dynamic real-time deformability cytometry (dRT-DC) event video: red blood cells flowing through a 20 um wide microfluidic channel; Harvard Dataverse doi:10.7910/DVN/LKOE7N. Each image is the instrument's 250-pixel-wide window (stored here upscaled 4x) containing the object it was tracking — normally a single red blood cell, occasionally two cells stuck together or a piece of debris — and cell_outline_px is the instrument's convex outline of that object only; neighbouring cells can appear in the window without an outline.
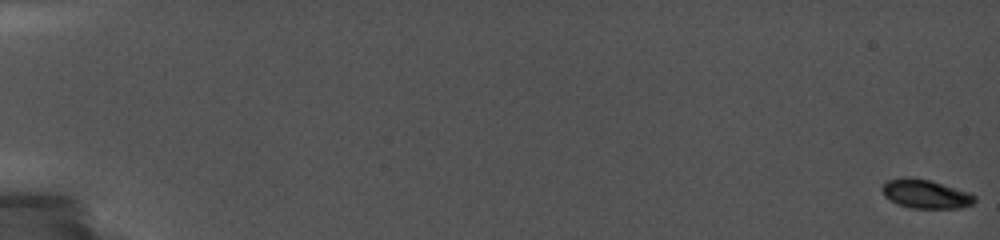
{"species": "common noctule bat (a hibernating species)", "species_latin": "Nyctalus noctula", "temperature_condition": "cold", "stored_images_in_passage": 37, "camera_frame_rate_fps": 5000, "um_per_image_px": 0.085, "animal": {"sex": "female", "body_mass_g": 19.0, "forearm_length_mm": 56.7}, "frame": {"image": 1, "passage_image": 1, "time_ms": 0.0, "image_size_px": [1000, 240], "cell_outline_px": [[976, 200], [972, 204], [960, 208], [912, 208], [900, 204], [884, 196], [880, 188], [888, 180], [904, 176], [908, 176], [932, 180], [968, 192], [976, 196]], "centroid_in_image_um": [78.68, 16.46], "position_along_channel_um": 6.3, "area_um2": 15.61}}
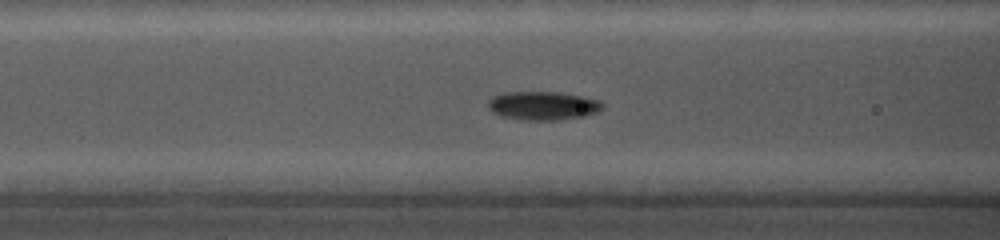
{"frame": {"image": 2, "passage_image": 26, "time_ms": 8.6, "image_size_px": [1000, 240], "cell_outline_px": [[604, 108], [596, 112], [584, 116], [556, 120], [528, 120], [500, 116], [492, 112], [488, 108], [488, 100], [492, 96], [504, 92], [560, 92], [584, 96], [600, 100], [604, 104]], "centroid_in_image_um": [46.15, 8.97], "position_along_channel_um": 120.4, "area_um2": 19.25}}
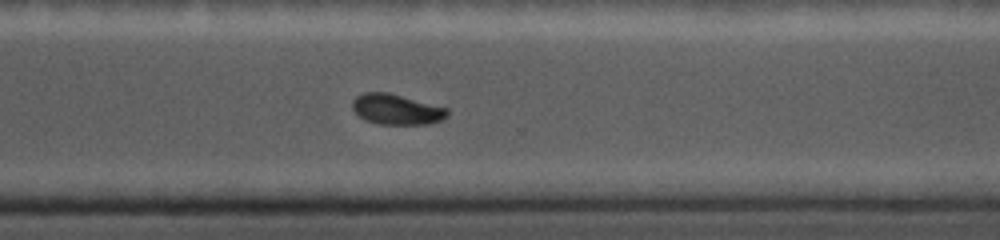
{"frame": {"image": 3, "passage_image": 37, "time_ms": 14.4, "image_size_px": [1000, 240], "cell_outline_px": [[448, 116], [440, 120], [428, 124], [380, 124], [364, 120], [352, 108], [352, 100], [356, 96], [364, 92], [388, 92], [448, 108]], "centroid_in_image_um": [33.69, 9.29], "position_along_channel_um": 336.9, "area_um2": 16.82}}